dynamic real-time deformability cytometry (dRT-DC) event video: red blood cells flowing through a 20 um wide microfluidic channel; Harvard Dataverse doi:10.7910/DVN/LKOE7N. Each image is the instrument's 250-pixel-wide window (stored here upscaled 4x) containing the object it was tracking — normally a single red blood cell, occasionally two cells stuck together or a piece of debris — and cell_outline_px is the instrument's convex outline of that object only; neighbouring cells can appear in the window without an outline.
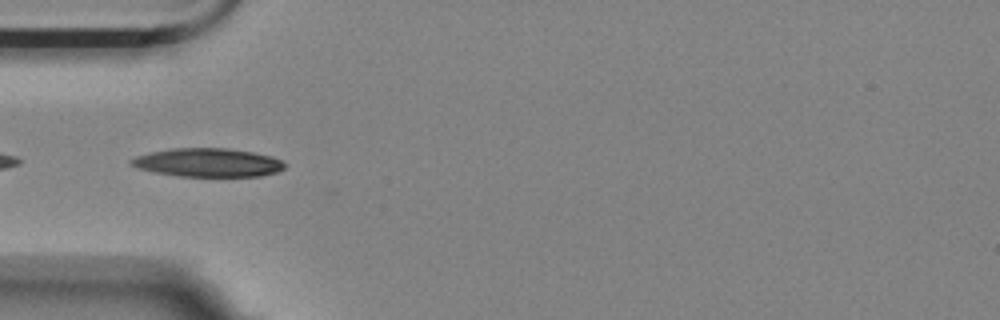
{"species": "Egyptian fruit bat (a non-hibernating species)", "species_latin": "Rousettus aegyptiacus", "temperature_condition": "room temperature", "stored_images_in_passage": 15, "camera_frame_rate_fps": 3000, "um_per_image_px": 0.085, "animal": {"sex": "female"}, "frame": {"image": 1, "passage_image": 3, "time_ms": 0.667, "image_size_px": [1000, 320], "cell_outline_px": [[284, 168], [276, 172], [260, 176], [180, 176], [156, 172], [140, 168], [128, 164], [128, 160], [136, 156], [152, 152], [172, 148], [224, 148], [252, 152], [272, 156], [280, 160], [284, 164]], "centroid_in_image_um": [17.65, 13.81], "position_along_channel_um": 67.3, "area_um2": 25.26}}
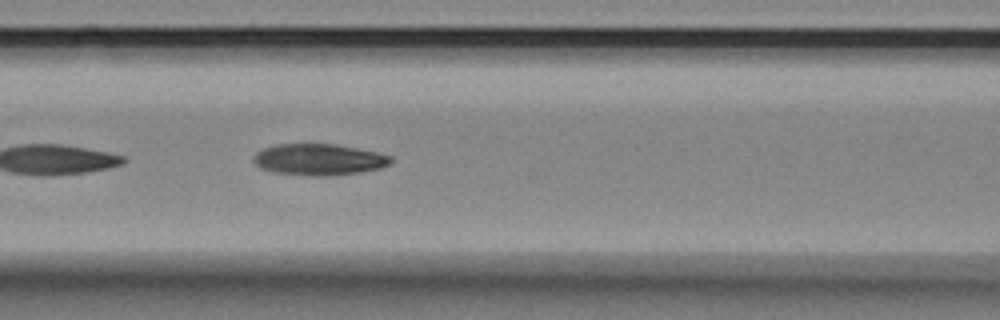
{"frame": {"image": 2, "passage_image": 9, "time_ms": 2.667, "image_size_px": [1000, 320], "cell_outline_px": [[392, 160], [388, 164], [380, 168], [360, 172], [324, 176], [316, 176], [272, 172], [260, 168], [252, 160], [256, 152], [264, 148], [276, 144], [336, 144], [376, 152], [392, 156]], "centroid_in_image_um": [27.08, 13.56], "position_along_channel_um": 139.5, "area_um2": 24.97}}
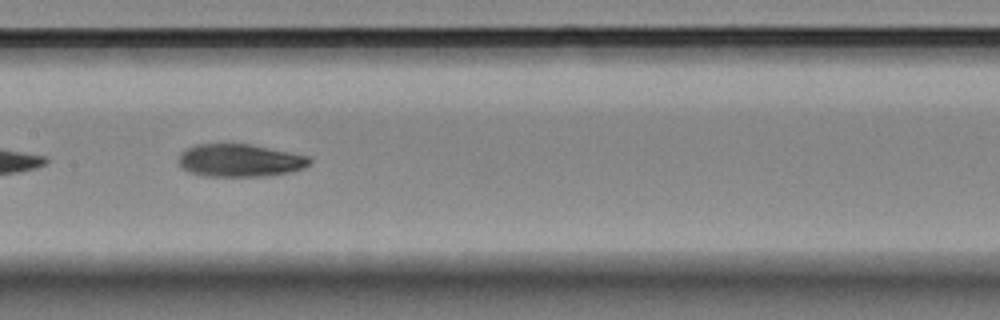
{"frame": {"image": 3, "passage_image": 13, "time_ms": 4.0, "image_size_px": [1000, 320], "cell_outline_px": [[312, 160], [304, 168], [288, 172], [264, 176], [204, 176], [188, 172], [180, 164], [180, 152], [196, 144], [248, 144], [308, 156]], "centroid_in_image_um": [20.37, 13.64], "position_along_channel_um": 187.0, "area_um2": 24.62}}